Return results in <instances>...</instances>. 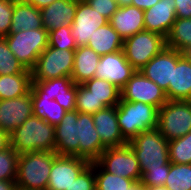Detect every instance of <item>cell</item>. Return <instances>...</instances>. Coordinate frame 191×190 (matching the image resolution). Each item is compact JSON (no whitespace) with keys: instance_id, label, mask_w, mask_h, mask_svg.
<instances>
[{"instance_id":"e0dca14e","label":"cell","mask_w":191,"mask_h":190,"mask_svg":"<svg viewBox=\"0 0 191 190\" xmlns=\"http://www.w3.org/2000/svg\"><path fill=\"white\" fill-rule=\"evenodd\" d=\"M54 133L57 155L79 157L78 111H67Z\"/></svg>"},{"instance_id":"44dd1931","label":"cell","mask_w":191,"mask_h":190,"mask_svg":"<svg viewBox=\"0 0 191 190\" xmlns=\"http://www.w3.org/2000/svg\"><path fill=\"white\" fill-rule=\"evenodd\" d=\"M166 97L168 100H191V59L180 51Z\"/></svg>"},{"instance_id":"8992f818","label":"cell","mask_w":191,"mask_h":190,"mask_svg":"<svg viewBox=\"0 0 191 190\" xmlns=\"http://www.w3.org/2000/svg\"><path fill=\"white\" fill-rule=\"evenodd\" d=\"M5 39L14 56L29 70L48 47V31L45 28L9 33Z\"/></svg>"},{"instance_id":"52a82bcc","label":"cell","mask_w":191,"mask_h":190,"mask_svg":"<svg viewBox=\"0 0 191 190\" xmlns=\"http://www.w3.org/2000/svg\"><path fill=\"white\" fill-rule=\"evenodd\" d=\"M166 46V38L159 33L143 30L128 37L123 52L132 67L139 71Z\"/></svg>"},{"instance_id":"7bdbcfd3","label":"cell","mask_w":191,"mask_h":190,"mask_svg":"<svg viewBox=\"0 0 191 190\" xmlns=\"http://www.w3.org/2000/svg\"><path fill=\"white\" fill-rule=\"evenodd\" d=\"M160 0H132V6H135L139 9L146 10L151 8Z\"/></svg>"},{"instance_id":"7402d4cb","label":"cell","mask_w":191,"mask_h":190,"mask_svg":"<svg viewBox=\"0 0 191 190\" xmlns=\"http://www.w3.org/2000/svg\"><path fill=\"white\" fill-rule=\"evenodd\" d=\"M77 9V0H55L41 9L43 28L48 32L72 25Z\"/></svg>"},{"instance_id":"cb8c5ba5","label":"cell","mask_w":191,"mask_h":190,"mask_svg":"<svg viewBox=\"0 0 191 190\" xmlns=\"http://www.w3.org/2000/svg\"><path fill=\"white\" fill-rule=\"evenodd\" d=\"M100 55L88 46H80L75 49L74 66L71 78L75 84H83L95 77Z\"/></svg>"},{"instance_id":"7c38bea8","label":"cell","mask_w":191,"mask_h":190,"mask_svg":"<svg viewBox=\"0 0 191 190\" xmlns=\"http://www.w3.org/2000/svg\"><path fill=\"white\" fill-rule=\"evenodd\" d=\"M89 164L90 162L83 158L57 155L52 163L46 190L69 189Z\"/></svg>"},{"instance_id":"1f68e13d","label":"cell","mask_w":191,"mask_h":190,"mask_svg":"<svg viewBox=\"0 0 191 190\" xmlns=\"http://www.w3.org/2000/svg\"><path fill=\"white\" fill-rule=\"evenodd\" d=\"M96 190H127L135 181L110 174L95 162Z\"/></svg>"},{"instance_id":"6da1fadb","label":"cell","mask_w":191,"mask_h":190,"mask_svg":"<svg viewBox=\"0 0 191 190\" xmlns=\"http://www.w3.org/2000/svg\"><path fill=\"white\" fill-rule=\"evenodd\" d=\"M55 126L32 115L10 135V146L18 153L54 152Z\"/></svg>"},{"instance_id":"f6af8a7d","label":"cell","mask_w":191,"mask_h":190,"mask_svg":"<svg viewBox=\"0 0 191 190\" xmlns=\"http://www.w3.org/2000/svg\"><path fill=\"white\" fill-rule=\"evenodd\" d=\"M0 190H17L16 180H0Z\"/></svg>"},{"instance_id":"9c48e42d","label":"cell","mask_w":191,"mask_h":190,"mask_svg":"<svg viewBox=\"0 0 191 190\" xmlns=\"http://www.w3.org/2000/svg\"><path fill=\"white\" fill-rule=\"evenodd\" d=\"M96 162L110 174L141 181L142 172L138 160L128 143L119 147L106 148Z\"/></svg>"},{"instance_id":"484cf974","label":"cell","mask_w":191,"mask_h":190,"mask_svg":"<svg viewBox=\"0 0 191 190\" xmlns=\"http://www.w3.org/2000/svg\"><path fill=\"white\" fill-rule=\"evenodd\" d=\"M9 33L43 28L41 11L26 2H14Z\"/></svg>"},{"instance_id":"d590c367","label":"cell","mask_w":191,"mask_h":190,"mask_svg":"<svg viewBox=\"0 0 191 190\" xmlns=\"http://www.w3.org/2000/svg\"><path fill=\"white\" fill-rule=\"evenodd\" d=\"M18 157L11 146L0 152V180H16Z\"/></svg>"},{"instance_id":"8d00e7d4","label":"cell","mask_w":191,"mask_h":190,"mask_svg":"<svg viewBox=\"0 0 191 190\" xmlns=\"http://www.w3.org/2000/svg\"><path fill=\"white\" fill-rule=\"evenodd\" d=\"M48 46L58 49L75 50L77 45L72 36L71 26L63 25L60 29L48 32Z\"/></svg>"},{"instance_id":"60d3db41","label":"cell","mask_w":191,"mask_h":190,"mask_svg":"<svg viewBox=\"0 0 191 190\" xmlns=\"http://www.w3.org/2000/svg\"><path fill=\"white\" fill-rule=\"evenodd\" d=\"M93 9L98 11L101 15L108 20L118 9L116 0H85Z\"/></svg>"},{"instance_id":"b9f144b4","label":"cell","mask_w":191,"mask_h":190,"mask_svg":"<svg viewBox=\"0 0 191 190\" xmlns=\"http://www.w3.org/2000/svg\"><path fill=\"white\" fill-rule=\"evenodd\" d=\"M176 18H191V0H175Z\"/></svg>"},{"instance_id":"f1b7e54d","label":"cell","mask_w":191,"mask_h":190,"mask_svg":"<svg viewBox=\"0 0 191 190\" xmlns=\"http://www.w3.org/2000/svg\"><path fill=\"white\" fill-rule=\"evenodd\" d=\"M166 47L182 53L191 48V18H176L166 37Z\"/></svg>"},{"instance_id":"ba28073f","label":"cell","mask_w":191,"mask_h":190,"mask_svg":"<svg viewBox=\"0 0 191 190\" xmlns=\"http://www.w3.org/2000/svg\"><path fill=\"white\" fill-rule=\"evenodd\" d=\"M75 50L58 49L48 46L31 69L32 81H44L71 77Z\"/></svg>"},{"instance_id":"83f0119b","label":"cell","mask_w":191,"mask_h":190,"mask_svg":"<svg viewBox=\"0 0 191 190\" xmlns=\"http://www.w3.org/2000/svg\"><path fill=\"white\" fill-rule=\"evenodd\" d=\"M82 85L92 93L98 102H102L106 107L117 106L120 101V89L107 80L93 77Z\"/></svg>"},{"instance_id":"836d02e7","label":"cell","mask_w":191,"mask_h":190,"mask_svg":"<svg viewBox=\"0 0 191 190\" xmlns=\"http://www.w3.org/2000/svg\"><path fill=\"white\" fill-rule=\"evenodd\" d=\"M28 69L14 56L5 38H0V75L25 73Z\"/></svg>"},{"instance_id":"3957f363","label":"cell","mask_w":191,"mask_h":190,"mask_svg":"<svg viewBox=\"0 0 191 190\" xmlns=\"http://www.w3.org/2000/svg\"><path fill=\"white\" fill-rule=\"evenodd\" d=\"M117 120L123 137L129 142L141 132L156 129L158 108L143 102H129L120 98Z\"/></svg>"},{"instance_id":"ab89813d","label":"cell","mask_w":191,"mask_h":190,"mask_svg":"<svg viewBox=\"0 0 191 190\" xmlns=\"http://www.w3.org/2000/svg\"><path fill=\"white\" fill-rule=\"evenodd\" d=\"M13 11L12 0H0V38H5L10 32Z\"/></svg>"},{"instance_id":"2e32d148","label":"cell","mask_w":191,"mask_h":190,"mask_svg":"<svg viewBox=\"0 0 191 190\" xmlns=\"http://www.w3.org/2000/svg\"><path fill=\"white\" fill-rule=\"evenodd\" d=\"M33 115L31 92L0 100V129L9 135Z\"/></svg>"},{"instance_id":"ffe728a7","label":"cell","mask_w":191,"mask_h":190,"mask_svg":"<svg viewBox=\"0 0 191 190\" xmlns=\"http://www.w3.org/2000/svg\"><path fill=\"white\" fill-rule=\"evenodd\" d=\"M176 20L175 0H160L144 10L145 30L167 37Z\"/></svg>"},{"instance_id":"7a4b0ae2","label":"cell","mask_w":191,"mask_h":190,"mask_svg":"<svg viewBox=\"0 0 191 190\" xmlns=\"http://www.w3.org/2000/svg\"><path fill=\"white\" fill-rule=\"evenodd\" d=\"M55 152H29L19 154L17 190H46Z\"/></svg>"},{"instance_id":"d4e9b609","label":"cell","mask_w":191,"mask_h":190,"mask_svg":"<svg viewBox=\"0 0 191 190\" xmlns=\"http://www.w3.org/2000/svg\"><path fill=\"white\" fill-rule=\"evenodd\" d=\"M123 43V38L108 22L94 31L93 35L90 36L87 46L101 56L121 51Z\"/></svg>"},{"instance_id":"9a60e30c","label":"cell","mask_w":191,"mask_h":190,"mask_svg":"<svg viewBox=\"0 0 191 190\" xmlns=\"http://www.w3.org/2000/svg\"><path fill=\"white\" fill-rule=\"evenodd\" d=\"M177 62L178 50L165 46L139 71L166 93L169 83H172L173 66H176Z\"/></svg>"},{"instance_id":"7dc6e473","label":"cell","mask_w":191,"mask_h":190,"mask_svg":"<svg viewBox=\"0 0 191 190\" xmlns=\"http://www.w3.org/2000/svg\"><path fill=\"white\" fill-rule=\"evenodd\" d=\"M127 190H146L141 181H135Z\"/></svg>"},{"instance_id":"c3c4849f","label":"cell","mask_w":191,"mask_h":190,"mask_svg":"<svg viewBox=\"0 0 191 190\" xmlns=\"http://www.w3.org/2000/svg\"><path fill=\"white\" fill-rule=\"evenodd\" d=\"M118 7L132 5V0H116Z\"/></svg>"},{"instance_id":"ac0fdd59","label":"cell","mask_w":191,"mask_h":190,"mask_svg":"<svg viewBox=\"0 0 191 190\" xmlns=\"http://www.w3.org/2000/svg\"><path fill=\"white\" fill-rule=\"evenodd\" d=\"M79 158L96 162L106 147L96 132L91 114L78 112Z\"/></svg>"},{"instance_id":"ee69618b","label":"cell","mask_w":191,"mask_h":190,"mask_svg":"<svg viewBox=\"0 0 191 190\" xmlns=\"http://www.w3.org/2000/svg\"><path fill=\"white\" fill-rule=\"evenodd\" d=\"M10 146L9 134L0 129V152Z\"/></svg>"},{"instance_id":"74e56055","label":"cell","mask_w":191,"mask_h":190,"mask_svg":"<svg viewBox=\"0 0 191 190\" xmlns=\"http://www.w3.org/2000/svg\"><path fill=\"white\" fill-rule=\"evenodd\" d=\"M170 162L157 169H147L142 173L141 182L146 188L164 186L169 174Z\"/></svg>"},{"instance_id":"f907efd6","label":"cell","mask_w":191,"mask_h":190,"mask_svg":"<svg viewBox=\"0 0 191 190\" xmlns=\"http://www.w3.org/2000/svg\"><path fill=\"white\" fill-rule=\"evenodd\" d=\"M185 54L191 59V48Z\"/></svg>"},{"instance_id":"8fae6325","label":"cell","mask_w":191,"mask_h":190,"mask_svg":"<svg viewBox=\"0 0 191 190\" xmlns=\"http://www.w3.org/2000/svg\"><path fill=\"white\" fill-rule=\"evenodd\" d=\"M31 97L55 99L66 111L75 110L76 84L71 77L32 81Z\"/></svg>"},{"instance_id":"681fc988","label":"cell","mask_w":191,"mask_h":190,"mask_svg":"<svg viewBox=\"0 0 191 190\" xmlns=\"http://www.w3.org/2000/svg\"><path fill=\"white\" fill-rule=\"evenodd\" d=\"M146 190H168V189L165 186H157V187L146 188Z\"/></svg>"},{"instance_id":"f35d334b","label":"cell","mask_w":191,"mask_h":190,"mask_svg":"<svg viewBox=\"0 0 191 190\" xmlns=\"http://www.w3.org/2000/svg\"><path fill=\"white\" fill-rule=\"evenodd\" d=\"M66 190H96L95 162L90 163Z\"/></svg>"},{"instance_id":"d6a6232c","label":"cell","mask_w":191,"mask_h":190,"mask_svg":"<svg viewBox=\"0 0 191 190\" xmlns=\"http://www.w3.org/2000/svg\"><path fill=\"white\" fill-rule=\"evenodd\" d=\"M169 161L176 164H191V132L169 141Z\"/></svg>"},{"instance_id":"d6986e66","label":"cell","mask_w":191,"mask_h":190,"mask_svg":"<svg viewBox=\"0 0 191 190\" xmlns=\"http://www.w3.org/2000/svg\"><path fill=\"white\" fill-rule=\"evenodd\" d=\"M96 132L106 148L128 143L123 137L117 120V106L106 107L92 115Z\"/></svg>"},{"instance_id":"30bf717a","label":"cell","mask_w":191,"mask_h":190,"mask_svg":"<svg viewBox=\"0 0 191 190\" xmlns=\"http://www.w3.org/2000/svg\"><path fill=\"white\" fill-rule=\"evenodd\" d=\"M121 99L129 102H143L160 109L167 101L166 93L156 83L136 71L120 90Z\"/></svg>"},{"instance_id":"816d5d0a","label":"cell","mask_w":191,"mask_h":190,"mask_svg":"<svg viewBox=\"0 0 191 190\" xmlns=\"http://www.w3.org/2000/svg\"><path fill=\"white\" fill-rule=\"evenodd\" d=\"M13 2H28L29 0H12Z\"/></svg>"},{"instance_id":"bcb514c9","label":"cell","mask_w":191,"mask_h":190,"mask_svg":"<svg viewBox=\"0 0 191 190\" xmlns=\"http://www.w3.org/2000/svg\"><path fill=\"white\" fill-rule=\"evenodd\" d=\"M54 1L55 0H29L27 3L41 10L50 5L51 3H53Z\"/></svg>"},{"instance_id":"f546056e","label":"cell","mask_w":191,"mask_h":190,"mask_svg":"<svg viewBox=\"0 0 191 190\" xmlns=\"http://www.w3.org/2000/svg\"><path fill=\"white\" fill-rule=\"evenodd\" d=\"M31 99L33 115L51 125L59 124L67 112L55 99L49 100L48 97H31Z\"/></svg>"},{"instance_id":"e575fe53","label":"cell","mask_w":191,"mask_h":190,"mask_svg":"<svg viewBox=\"0 0 191 190\" xmlns=\"http://www.w3.org/2000/svg\"><path fill=\"white\" fill-rule=\"evenodd\" d=\"M75 110L83 114L93 115L99 110L105 109L102 102H98L92 93L82 84H76Z\"/></svg>"},{"instance_id":"5bb4252c","label":"cell","mask_w":191,"mask_h":190,"mask_svg":"<svg viewBox=\"0 0 191 190\" xmlns=\"http://www.w3.org/2000/svg\"><path fill=\"white\" fill-rule=\"evenodd\" d=\"M109 20L93 9L85 0H77V9L71 25L72 36L77 47L87 46L90 36Z\"/></svg>"},{"instance_id":"603a6c76","label":"cell","mask_w":191,"mask_h":190,"mask_svg":"<svg viewBox=\"0 0 191 190\" xmlns=\"http://www.w3.org/2000/svg\"><path fill=\"white\" fill-rule=\"evenodd\" d=\"M109 22L123 40H125L137 32L145 30L144 10L132 5L118 7Z\"/></svg>"},{"instance_id":"4316f807","label":"cell","mask_w":191,"mask_h":190,"mask_svg":"<svg viewBox=\"0 0 191 190\" xmlns=\"http://www.w3.org/2000/svg\"><path fill=\"white\" fill-rule=\"evenodd\" d=\"M31 70L14 75H0V100L17 98L30 92Z\"/></svg>"},{"instance_id":"277c9868","label":"cell","mask_w":191,"mask_h":190,"mask_svg":"<svg viewBox=\"0 0 191 190\" xmlns=\"http://www.w3.org/2000/svg\"><path fill=\"white\" fill-rule=\"evenodd\" d=\"M136 155L141 172L168 164L169 141L156 129L141 132L128 142Z\"/></svg>"},{"instance_id":"4fadbf2b","label":"cell","mask_w":191,"mask_h":190,"mask_svg":"<svg viewBox=\"0 0 191 190\" xmlns=\"http://www.w3.org/2000/svg\"><path fill=\"white\" fill-rule=\"evenodd\" d=\"M135 72L121 50L100 56L95 77L107 80L121 90Z\"/></svg>"},{"instance_id":"4dcf8cb0","label":"cell","mask_w":191,"mask_h":190,"mask_svg":"<svg viewBox=\"0 0 191 190\" xmlns=\"http://www.w3.org/2000/svg\"><path fill=\"white\" fill-rule=\"evenodd\" d=\"M164 186L168 190H191V164L170 162V170Z\"/></svg>"},{"instance_id":"5b68a950","label":"cell","mask_w":191,"mask_h":190,"mask_svg":"<svg viewBox=\"0 0 191 190\" xmlns=\"http://www.w3.org/2000/svg\"><path fill=\"white\" fill-rule=\"evenodd\" d=\"M157 129L168 141L191 132V100H168L158 109Z\"/></svg>"}]
</instances>
